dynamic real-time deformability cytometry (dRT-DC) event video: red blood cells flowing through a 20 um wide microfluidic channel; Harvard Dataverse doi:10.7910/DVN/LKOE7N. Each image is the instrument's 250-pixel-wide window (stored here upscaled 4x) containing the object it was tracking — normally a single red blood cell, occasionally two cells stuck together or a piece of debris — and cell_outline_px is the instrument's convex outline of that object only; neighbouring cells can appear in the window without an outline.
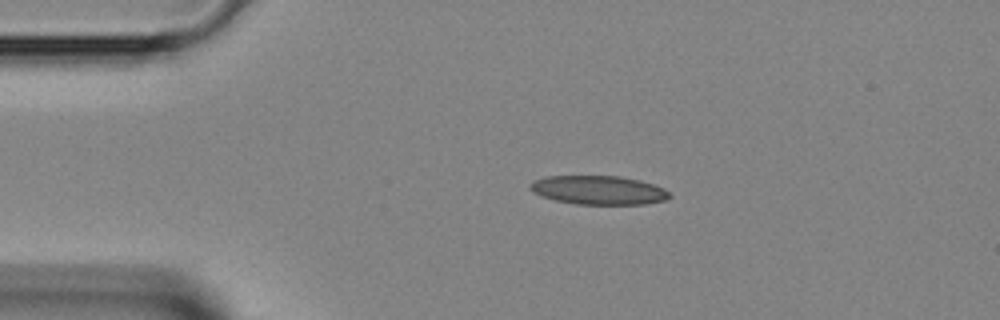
{"species": "Egyptian fruit bat (a non-hibernating species)", "species_latin": "Rousettus aegyptiacus", "temperature_condition": "room temperature", "stored_images_in_passage": 36, "camera_frame_rate_fps": 3000, "um_per_image_px": 0.085, "animal": {"sex": "female"}, "frame": {"image": 1, "passage_image": 7, "time_ms": 2.0, "image_size_px": [1000, 320], "cell_outline_px": [[672, 196], [664, 200], [644, 204], [576, 204], [556, 200], [532, 192], [528, 188], [532, 180], [544, 176], [620, 176], [640, 180], [664, 188]], "centroid_in_image_um": [50.85, 16.15], "position_along_channel_um": 34.1, "area_um2": 23.41}}
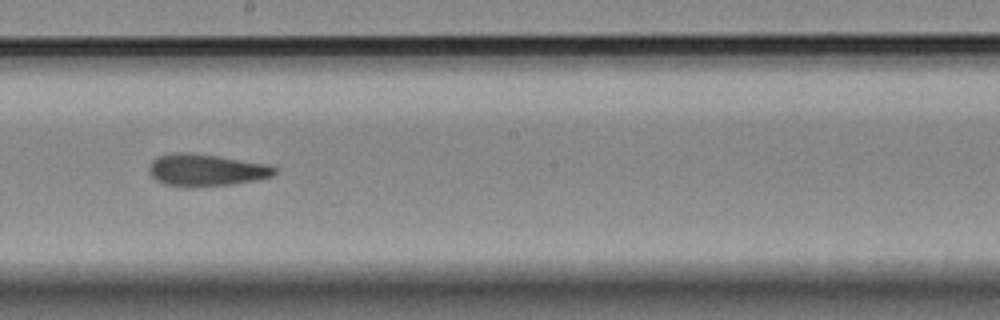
{"frame": {"image": 2, "passage_image": 22, "time_ms": 7.0, "image_size_px": [1000, 320], "cell_outline_px": [[276, 172], [272, 176], [256, 180], [232, 184], [164, 184], [156, 180], [148, 172], [148, 168], [152, 160], [160, 156], [172, 152], [188, 152], [216, 156], [268, 164], [276, 168]], "centroid_in_image_um": [17.52, 14.41], "position_along_channel_um": 230.7, "area_um2": 22.6}}
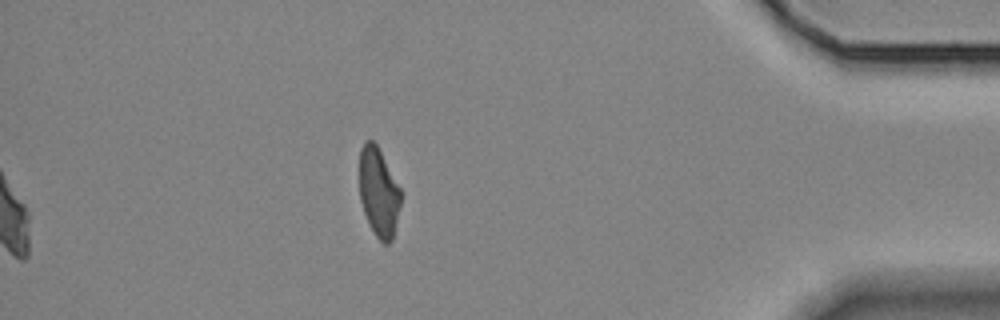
{"frame": {"image": 3, "passage_image": 36, "time_ms": 11.667, "image_size_px": [1000, 320], "cell_outline_px": [[400, 204], [392, 240], [388, 244], [384, 244], [376, 236], [364, 212], [360, 200], [360, 148], [364, 140], [372, 140], [376, 144], [400, 188]], "centroid_in_image_um": [32.17, 16.32], "position_along_channel_um": 403.0, "area_um2": 20.98}}